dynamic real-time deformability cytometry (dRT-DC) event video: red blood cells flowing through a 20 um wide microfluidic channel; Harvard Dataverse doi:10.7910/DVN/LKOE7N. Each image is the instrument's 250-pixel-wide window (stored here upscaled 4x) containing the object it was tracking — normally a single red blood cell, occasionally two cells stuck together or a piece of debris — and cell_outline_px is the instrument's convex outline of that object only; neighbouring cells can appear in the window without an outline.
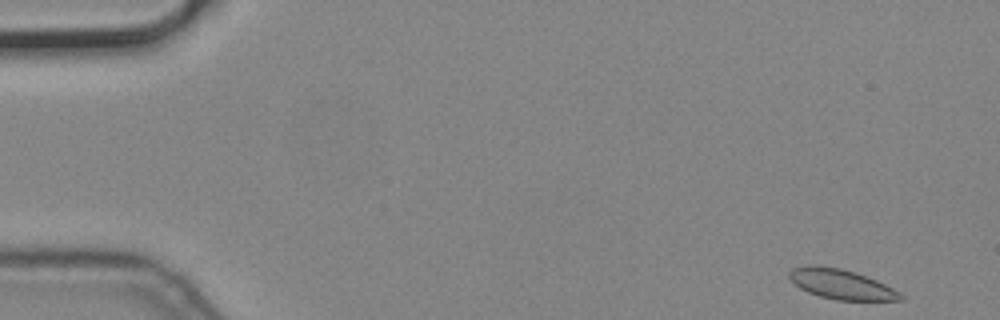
{"species": "common noctule bat (a hibernating species)", "species_latin": "Nyctalus noctula", "temperature_condition": "cold", "stored_images_in_passage": 54, "camera_frame_rate_fps": 3000, "um_per_image_px": 0.085, "animal": {"sex": "male", "body_mass_g": 19.2, "forearm_length_mm": 51.8}, "frame": {"image": 1, "passage_image": 1, "time_ms": 0.0, "image_size_px": [1000, 320], "cell_outline_px": [[904, 300], [836, 300], [820, 296], [808, 292], [800, 288], [788, 280], [788, 272], [792, 268], [840, 268], [856, 272], [876, 280], [900, 292], [904, 296]], "centroid_in_image_um": [71.54, 24.2], "position_along_channel_um": 13.5, "area_um2": 18.79}}
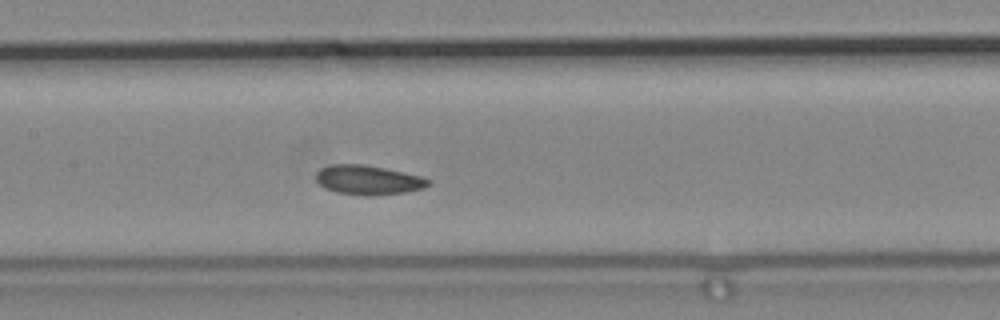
{"frame": {"image": 2, "passage_image": 25, "time_ms": 8.0, "image_size_px": [1000, 320], "cell_outline_px": [[432, 180], [424, 188], [404, 192], [372, 196], [364, 196], [336, 192], [324, 188], [316, 180], [316, 172], [320, 168], [332, 164], [364, 164], [404, 172], [420, 176]], "centroid_in_image_um": [31.27, 15.3], "position_along_channel_um": 176.1, "area_um2": 19.31}}
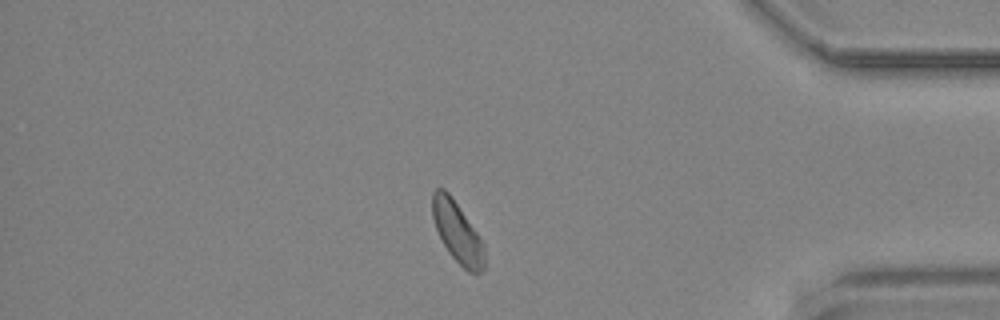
{"frame": {"image": 3, "passage_image": 46, "time_ms": 15.0, "image_size_px": [1000, 320], "cell_outline_px": [[484, 268], [480, 272], [468, 272], [448, 252], [436, 228], [432, 216], [432, 192], [436, 188], [444, 188], [452, 196], [484, 244]], "centroid_in_image_um": [38.86, 19.71], "position_along_channel_um": 396.3, "area_um2": 18.15}}